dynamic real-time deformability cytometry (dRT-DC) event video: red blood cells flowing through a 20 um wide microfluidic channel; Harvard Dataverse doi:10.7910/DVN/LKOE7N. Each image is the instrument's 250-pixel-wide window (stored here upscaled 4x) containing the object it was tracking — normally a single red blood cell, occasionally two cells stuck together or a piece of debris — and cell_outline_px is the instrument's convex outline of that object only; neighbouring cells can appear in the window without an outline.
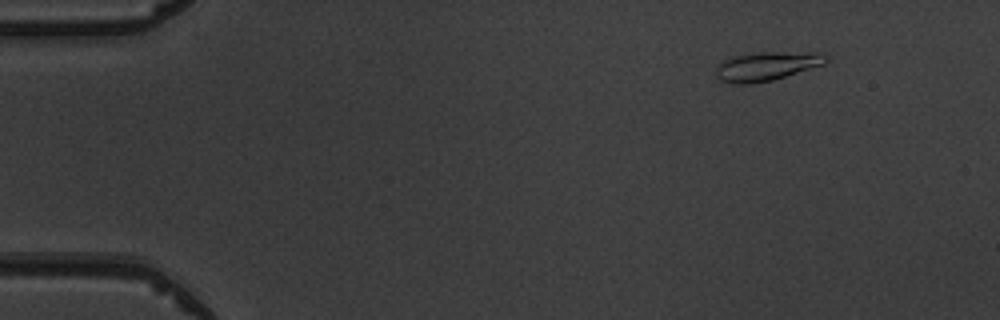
{"species": "common noctule bat (a hibernating species)", "species_latin": "Nyctalus noctula", "temperature_condition": "warm", "stored_images_in_passage": 4, "camera_frame_rate_fps": 3000, "um_per_image_px": 0.085, "animal": {"sex": "male", "body_mass_g": 19.5, "forearm_length_mm": 54.6}, "frame": {"image": 1, "passage_image": 1, "time_ms": 0.0, "image_size_px": [1000, 320], "cell_outline_px": [[828, 60], [824, 64], [772, 80], [752, 84], [728, 84], [720, 80], [716, 76], [716, 68], [728, 56], [752, 52], [820, 52], [828, 56]], "centroid_in_image_um": [65.12, 5.61], "position_along_channel_um": 19.9, "area_um2": 18.84}}